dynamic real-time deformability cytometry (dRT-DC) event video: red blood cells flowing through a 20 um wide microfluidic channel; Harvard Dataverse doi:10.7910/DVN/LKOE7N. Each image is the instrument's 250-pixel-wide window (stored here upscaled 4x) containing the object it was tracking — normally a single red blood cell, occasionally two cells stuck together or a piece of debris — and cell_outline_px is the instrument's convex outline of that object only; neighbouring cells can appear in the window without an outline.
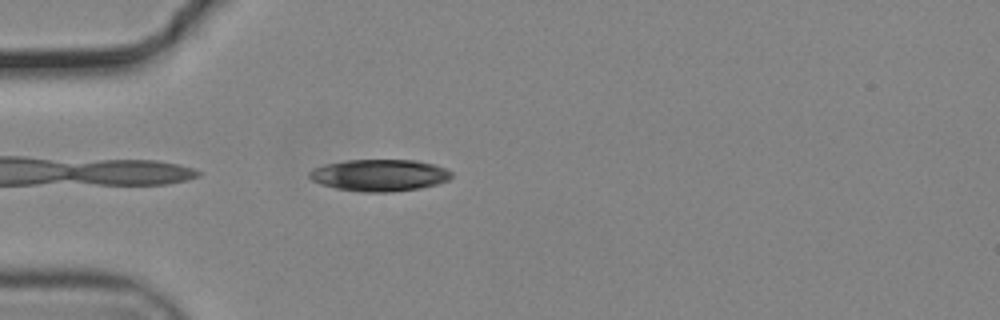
{"species": "common noctule bat (a hibernating species)", "species_latin": "Nyctalus noctula", "temperature_condition": "cold", "stored_images_in_passage": 15, "camera_frame_rate_fps": 3000, "um_per_image_px": 0.085, "animal": {"sex": "male", "body_mass_g": 19.2, "forearm_length_mm": 51.8}, "frame": {"image": 1, "passage_image": 3, "time_ms": 0.667, "image_size_px": [1000, 320], "cell_outline_px": [[452, 176], [448, 180], [436, 184], [420, 188], [392, 192], [364, 192], [336, 188], [320, 184], [312, 180], [308, 176], [308, 172], [312, 168], [324, 164], [344, 160], [416, 160], [432, 164], [444, 168], [452, 172]], "centroid_in_image_um": [32.22, 14.89], "position_along_channel_um": 52.8, "area_um2": 26.41}}
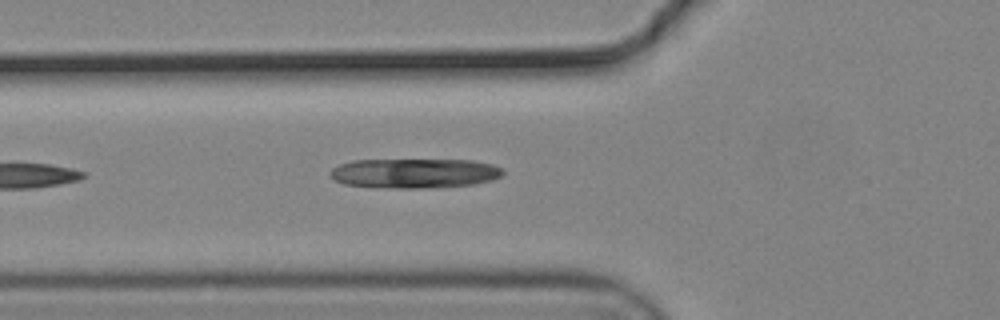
{"frame": {"image": 2, "passage_image": 7, "time_ms": 2.0, "image_size_px": [1000, 320], "cell_outline_px": [[504, 172], [500, 176], [492, 180], [472, 184], [424, 188], [396, 188], [344, 184], [332, 180], [328, 176], [328, 172], [332, 168], [340, 164], [352, 160], [472, 160], [492, 164], [500, 168]], "centroid_in_image_um": [35.17, 14.72], "position_along_channel_um": 90.6, "area_um2": 29.77}}